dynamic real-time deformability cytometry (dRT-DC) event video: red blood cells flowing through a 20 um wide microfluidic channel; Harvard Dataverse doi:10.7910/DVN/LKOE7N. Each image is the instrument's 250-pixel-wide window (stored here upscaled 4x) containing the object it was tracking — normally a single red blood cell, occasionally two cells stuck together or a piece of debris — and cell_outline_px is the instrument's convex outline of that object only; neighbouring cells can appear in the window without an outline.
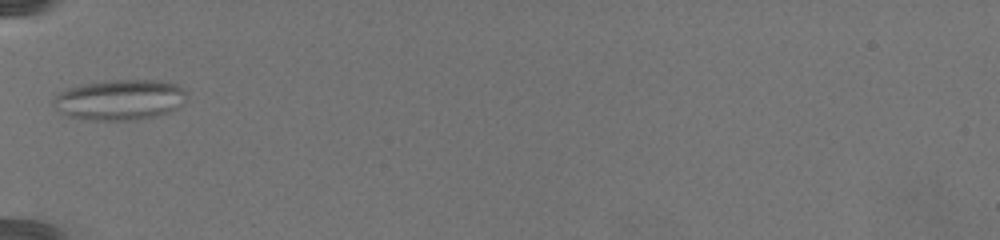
{"species": "common noctule bat (a hibernating species)", "species_latin": "Nyctalus noctula", "temperature_condition": "warm", "stored_images_in_passage": 48, "camera_frame_rate_fps": 3000, "um_per_image_px": 0.085, "animal": {"sex": "female", "body_mass_g": 19.5, "forearm_length_mm": 54.1}, "frame": {"image": 1, "passage_image": 1, "time_ms": 0.0, "image_size_px": [1000, 240], "cell_outline_px": [[184, 104], [180, 108], [156, 116], [136, 120], [92, 120], [68, 116], [60, 112], [52, 104], [52, 100], [64, 88], [112, 80], [160, 80], [176, 84], [184, 88]], "centroid_in_image_um": [10.2, 8.49], "position_along_channel_um": 74.8, "area_um2": 31.5}}